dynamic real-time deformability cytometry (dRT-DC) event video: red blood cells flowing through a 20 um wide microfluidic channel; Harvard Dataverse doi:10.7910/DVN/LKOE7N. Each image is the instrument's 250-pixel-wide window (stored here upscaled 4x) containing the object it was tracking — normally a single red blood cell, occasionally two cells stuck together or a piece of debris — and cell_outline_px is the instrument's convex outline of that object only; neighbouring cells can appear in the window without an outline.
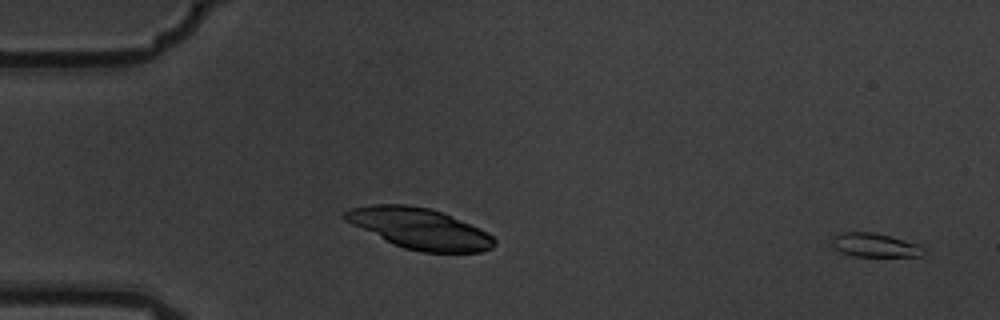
{"species": "common noctule bat (a hibernating species)", "species_latin": "Nyctalus noctula", "temperature_condition": "warm", "stored_images_in_passage": 2, "segment_of_instrument_passage": [2, 2], "camera_frame_rate_fps": 3000, "um_per_image_px": 0.085, "animal": {"sex": "male", "body_mass_g": 19.5, "forearm_length_mm": 54.6}, "frame": {"image": 1, "passage_image": 2, "time_ms": 0.333, "image_size_px": [1000, 320], "cell_outline_px": [[924, 252], [920, 256], [852, 256], [840, 252], [832, 244], [832, 236], [840, 232], [872, 232], [920, 244], [924, 248]], "centroid_in_image_um": [74.34, 20.83], "position_along_channel_um": 10.7, "area_um2": 12.66}}